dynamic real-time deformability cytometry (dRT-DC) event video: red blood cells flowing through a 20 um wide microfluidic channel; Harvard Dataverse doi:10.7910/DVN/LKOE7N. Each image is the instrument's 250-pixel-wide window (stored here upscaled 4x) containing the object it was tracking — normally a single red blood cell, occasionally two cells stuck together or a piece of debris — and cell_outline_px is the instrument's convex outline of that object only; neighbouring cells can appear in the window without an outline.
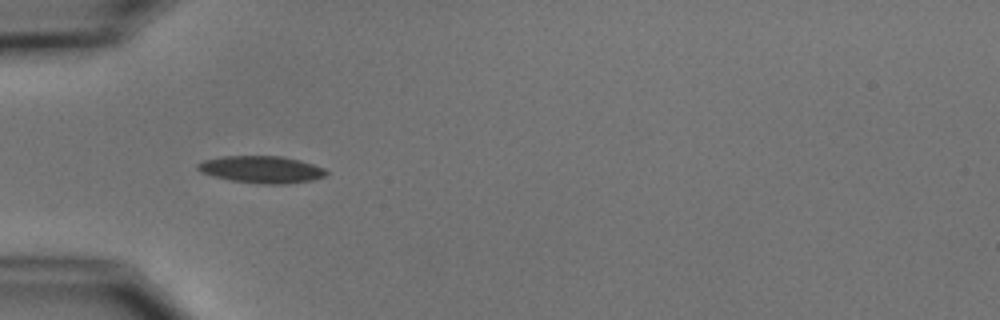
{"species": "common noctule bat (a hibernating species)", "species_latin": "Nyctalus noctula", "temperature_condition": "cold", "stored_images_in_passage": 9, "camera_frame_rate_fps": 3000, "um_per_image_px": 0.085, "animal": {"sex": "male", "body_mass_g": 15.6}, "frame": {"image": 1, "passage_image": 6, "time_ms": 6.0, "image_size_px": [1000, 320], "cell_outline_px": [[328, 172], [324, 176], [312, 180], [288, 184], [260, 184], [232, 180], [200, 172], [196, 168], [196, 164], [204, 160], [224, 156], [280, 156], [300, 160], [324, 168]], "centroid_in_image_um": [22.23, 14.4], "position_along_channel_um": 62.8, "area_um2": 20.17}}
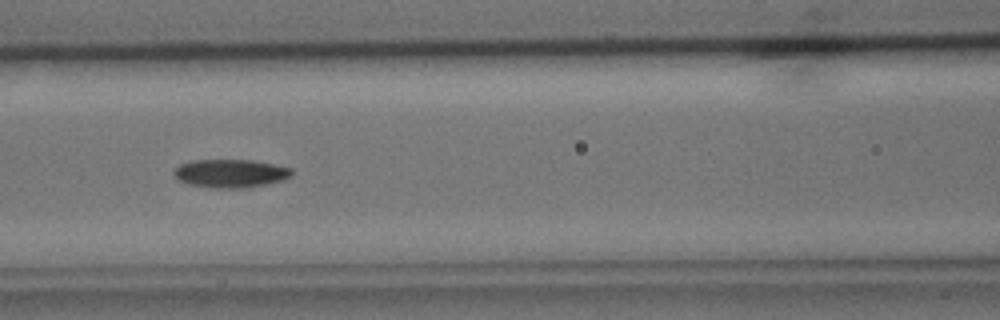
{"frame": {"image": 2, "passage_image": 8, "time_ms": 8.333, "image_size_px": [1000, 320], "cell_outline_px": [[292, 176], [284, 180], [268, 184], [244, 188], [212, 188], [188, 184], [180, 180], [172, 172], [180, 164], [196, 160], [252, 160], [292, 168]], "centroid_in_image_um": [19.62, 14.75], "position_along_channel_um": 147.0, "area_um2": 19.42}}
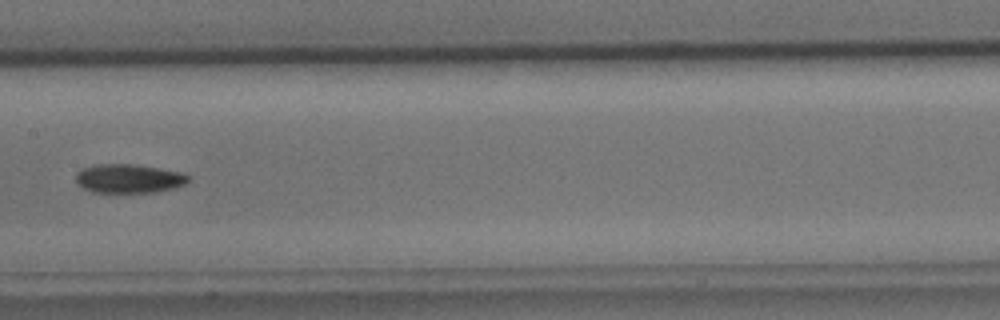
{"frame": {"image": 3, "passage_image": 9, "time_ms": 9.667, "image_size_px": [1000, 320], "cell_outline_px": [[192, 176], [184, 184], [172, 188], [156, 192], [92, 192], [76, 184], [76, 172], [80, 168], [96, 164], [132, 164], [184, 172]], "centroid_in_image_um": [10.93, 15.16], "position_along_channel_um": 196.5, "area_um2": 19.07}}